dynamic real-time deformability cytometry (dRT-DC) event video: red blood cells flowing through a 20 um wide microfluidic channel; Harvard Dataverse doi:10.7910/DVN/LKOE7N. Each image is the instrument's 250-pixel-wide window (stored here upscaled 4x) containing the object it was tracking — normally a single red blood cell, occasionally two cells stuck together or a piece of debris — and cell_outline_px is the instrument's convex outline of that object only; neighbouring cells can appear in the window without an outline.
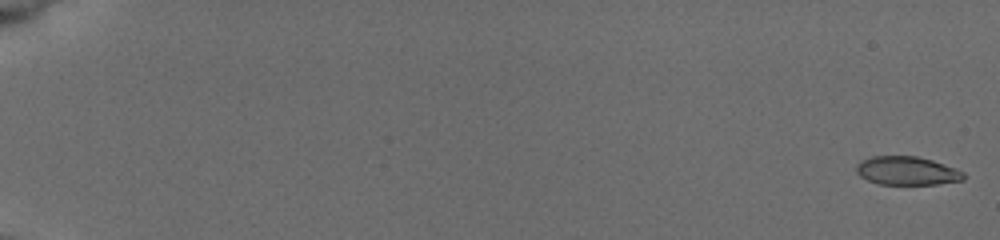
{"species": "common noctule bat (a hibernating species)", "species_latin": "Nyctalus noctula", "temperature_condition": "cold", "stored_images_in_passage": 21, "camera_frame_rate_fps": 3000, "um_per_image_px": 0.085, "animal": {"sex": "female", "body_mass_g": 19.5, "forearm_length_mm": 54.1}, "frame": {"image": 1, "passage_image": 1, "time_ms": 0.0, "image_size_px": [1000, 240], "cell_outline_px": [[964, 180], [936, 184], [880, 184], [868, 180], [860, 176], [856, 172], [856, 164], [860, 160], [872, 156], [916, 156], [932, 160], [956, 168], [964, 172]], "centroid_in_image_um": [77.08, 14.51], "position_along_channel_um": 7.9, "area_um2": 17.86}}